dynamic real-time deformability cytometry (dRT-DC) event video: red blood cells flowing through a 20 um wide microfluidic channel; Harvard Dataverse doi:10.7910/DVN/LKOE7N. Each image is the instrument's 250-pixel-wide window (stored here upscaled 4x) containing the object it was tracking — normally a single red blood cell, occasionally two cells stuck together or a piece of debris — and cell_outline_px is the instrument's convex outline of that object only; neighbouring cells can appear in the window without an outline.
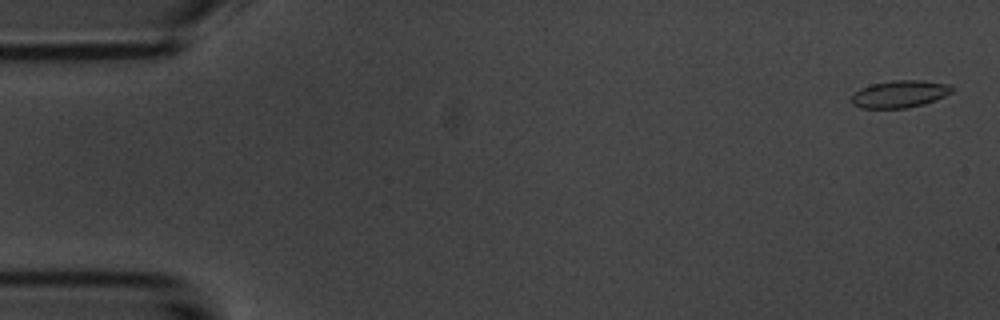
{"species": "common noctule bat (a hibernating species)", "species_latin": "Nyctalus noctula", "temperature_condition": "room temperature", "stored_images_in_passage": 5, "camera_frame_rate_fps": 3000, "um_per_image_px": 0.085, "animal": {"sex": "male", "body_mass_g": 20.1, "forearm_length_mm": 53.5}, "frame": {"image": 1, "passage_image": 1, "time_ms": 0.0, "image_size_px": [1000, 320], "cell_outline_px": [[956, 88], [952, 92], [944, 96], [924, 104], [904, 108], [860, 108], [852, 104], [852, 96], [860, 88], [872, 84], [892, 80], [920, 80], [948, 84]], "centroid_in_image_um": [76.49, 7.99], "position_along_channel_um": 8.5, "area_um2": 15.9}}
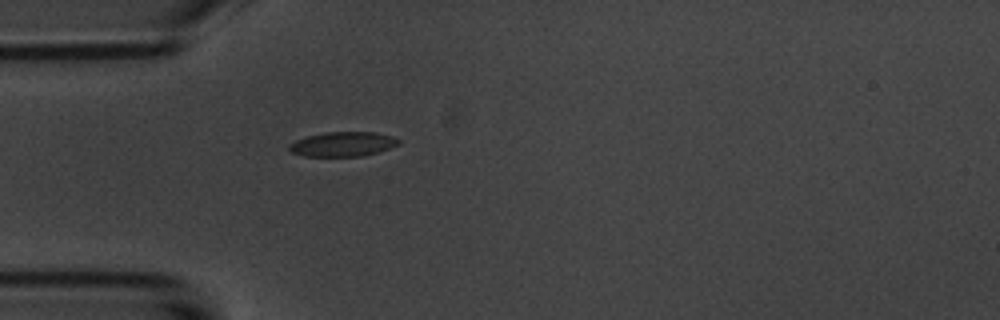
{"frame": {"image": 2, "passage_image": 5, "time_ms": 4.667, "image_size_px": [1000, 320], "cell_outline_px": [[400, 144], [380, 152], [364, 156], [300, 156], [292, 152], [288, 148], [288, 144], [296, 140], [308, 136], [324, 132], [376, 132], [392, 136], [400, 140]], "centroid_in_image_um": [29.16, 12.25], "position_along_channel_um": 55.8, "area_um2": 15.84}}